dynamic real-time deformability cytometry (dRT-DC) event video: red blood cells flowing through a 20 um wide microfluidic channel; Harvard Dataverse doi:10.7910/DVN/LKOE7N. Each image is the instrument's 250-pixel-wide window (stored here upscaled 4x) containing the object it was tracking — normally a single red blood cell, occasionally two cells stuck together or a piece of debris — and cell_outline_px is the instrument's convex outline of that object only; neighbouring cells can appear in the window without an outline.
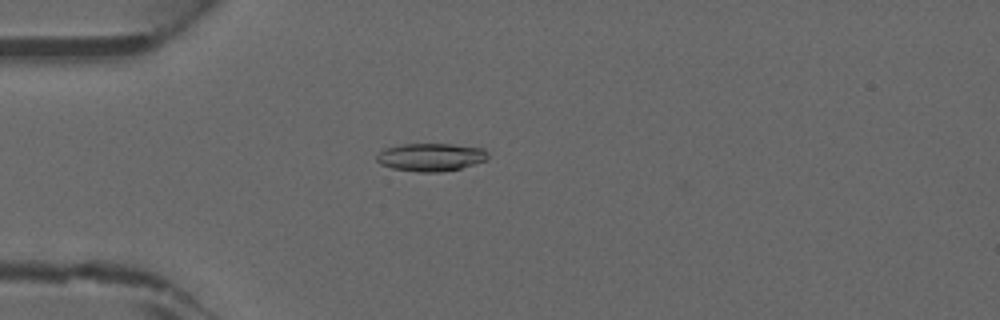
{"species": "common noctule bat (a hibernating species)", "species_latin": "Nyctalus noctula", "temperature_condition": "warm", "stored_images_in_passage": 34, "camera_frame_rate_fps": 3000, "um_per_image_px": 0.085, "animal": {"sex": "male", "forearm_length_mm": 52.5}, "frame": {"image": 1, "passage_image": 1, "time_ms": 0.0, "image_size_px": [1000, 320], "cell_outline_px": [[488, 160], [460, 168], [440, 172], [420, 172], [392, 168], [380, 164], [376, 160], [376, 156], [384, 148], [404, 144], [452, 144], [484, 148], [488, 152]], "centroid_in_image_um": [36.64, 13.35], "position_along_channel_um": 48.4, "area_um2": 18.15}}
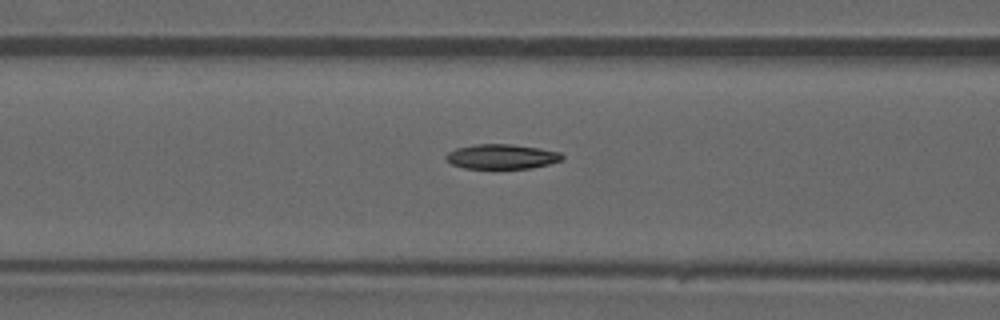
{"frame": {"image": 2, "passage_image": 7, "time_ms": 2.0, "image_size_px": [1000, 320], "cell_outline_px": [[564, 160], [532, 168], [464, 168], [452, 164], [444, 160], [444, 156], [448, 152], [456, 148], [476, 144], [512, 144], [540, 148], [560, 152], [564, 156]], "centroid_in_image_um": [42.64, 13.3], "position_along_channel_um": 124.0, "area_um2": 16.88}}
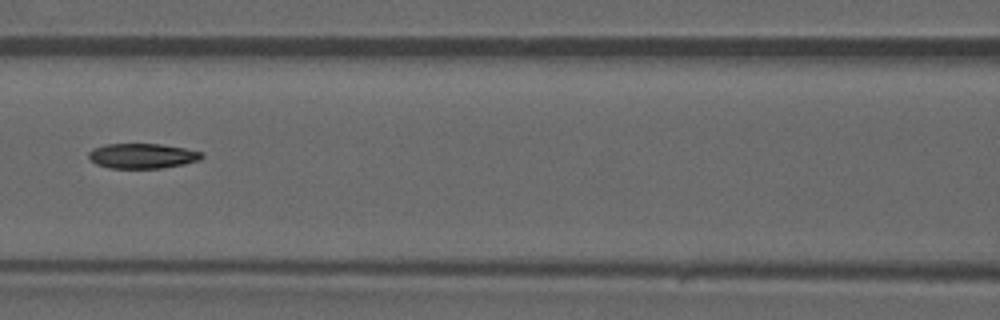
{"frame": {"image": 3, "passage_image": 9, "time_ms": 2.667, "image_size_px": [1000, 320], "cell_outline_px": [[204, 156], [200, 160], [184, 164], [160, 168], [108, 168], [96, 164], [88, 156], [88, 152], [92, 148], [104, 144], [160, 144], [184, 148], [200, 152]], "centroid_in_image_um": [12.07, 13.25], "position_along_channel_um": 154.5, "area_um2": 16.47}}